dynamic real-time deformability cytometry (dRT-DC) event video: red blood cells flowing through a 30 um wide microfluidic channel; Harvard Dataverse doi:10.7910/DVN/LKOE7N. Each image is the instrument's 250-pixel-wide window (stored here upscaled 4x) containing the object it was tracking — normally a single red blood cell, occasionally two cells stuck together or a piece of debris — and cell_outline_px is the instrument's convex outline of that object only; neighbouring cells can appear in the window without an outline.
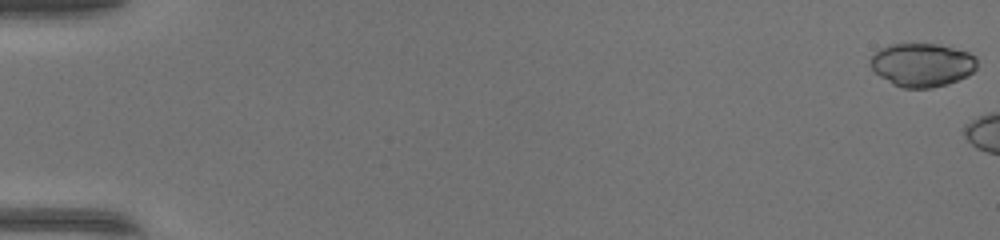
{"species": "common noctule bat (a hibernating species)", "species_latin": "Nyctalus noctula", "temperature_condition": "warm", "stored_images_in_passage": 6, "camera_frame_rate_fps": 3000, "um_per_image_px": 0.085, "animal": {"sex": "female", "body_mass_g": 17.0, "forearm_length_mm": 48.0}, "frame": {"image": 1, "passage_image": 1, "time_ms": 0.0, "image_size_px": [1000, 240], "cell_outline_px": [[976, 68], [968, 76], [948, 84], [932, 88], [904, 88], [892, 84], [880, 76], [868, 64], [868, 60], [880, 48], [888, 44], [940, 44], [968, 52], [976, 56]], "centroid_in_image_um": [78.37, 5.51], "position_along_channel_um": 6.6, "area_um2": 27.22}}